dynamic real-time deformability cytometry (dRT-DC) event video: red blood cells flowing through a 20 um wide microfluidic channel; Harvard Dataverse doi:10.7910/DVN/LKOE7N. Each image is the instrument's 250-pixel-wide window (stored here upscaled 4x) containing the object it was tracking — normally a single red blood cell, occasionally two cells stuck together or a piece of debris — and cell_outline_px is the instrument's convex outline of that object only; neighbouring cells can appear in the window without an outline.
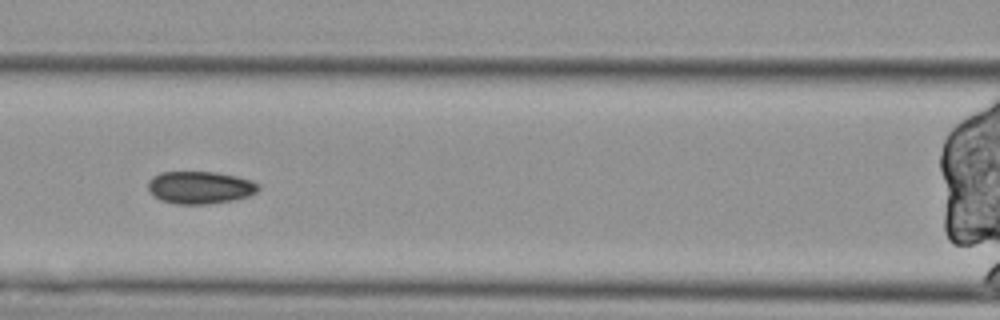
{"species": "Egyptian fruit bat (a non-hibernating species)", "species_latin": "Rousettus aegyptiacus", "temperature_condition": "cold", "stored_images_in_passage": 13, "camera_frame_rate_fps": 3000, "um_per_image_px": 0.085, "animal": {"sex": "female"}, "frame": {"image": 1, "passage_image": 5, "time_ms": 1.333, "image_size_px": [1000, 320], "cell_outline_px": [[260, 188], [256, 192], [248, 196], [232, 200], [208, 204], [176, 204], [160, 200], [148, 188], [148, 180], [152, 176], [160, 172], [216, 172], [236, 176], [252, 180], [260, 184]], "centroid_in_image_um": [17.02, 15.93], "position_along_channel_um": 149.6, "area_um2": 20.92}}
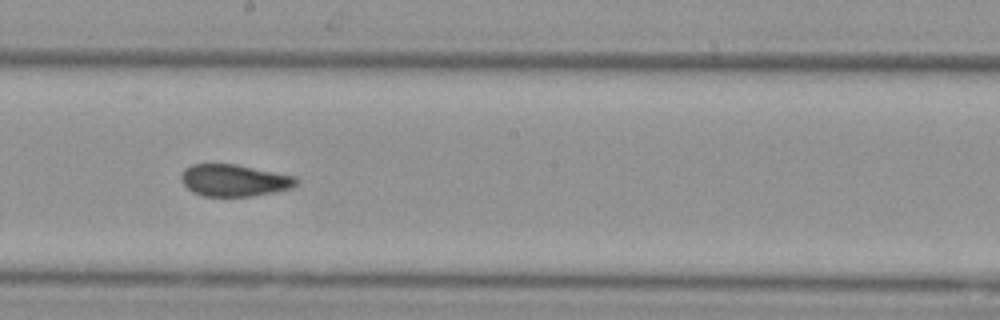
{"frame": {"image": 2, "passage_image": 7, "time_ms": 2.0, "image_size_px": [1000, 320], "cell_outline_px": [[296, 184], [292, 188], [276, 192], [252, 196], [204, 196], [192, 192], [180, 180], [180, 176], [184, 168], [192, 164], [236, 164], [296, 176]], "centroid_in_image_um": [19.89, 15.33], "position_along_channel_um": 228.3, "area_um2": 21.5}}
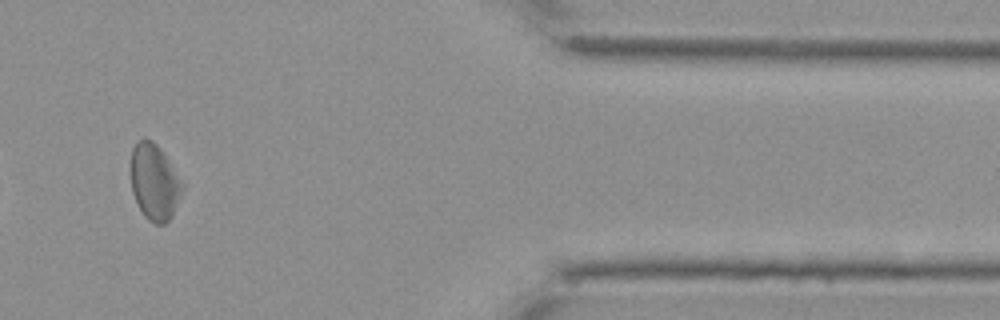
{"frame": {"image": 3, "passage_image": 12, "time_ms": 3.667, "image_size_px": [1000, 320], "cell_outline_px": [[184, 184], [172, 216], [164, 224], [156, 224], [148, 220], [144, 216], [132, 192], [132, 148], [140, 140], [152, 140], [160, 148]], "centroid_in_image_um": [13.13, 15.5], "position_along_channel_um": 398.3, "area_um2": 22.25}}